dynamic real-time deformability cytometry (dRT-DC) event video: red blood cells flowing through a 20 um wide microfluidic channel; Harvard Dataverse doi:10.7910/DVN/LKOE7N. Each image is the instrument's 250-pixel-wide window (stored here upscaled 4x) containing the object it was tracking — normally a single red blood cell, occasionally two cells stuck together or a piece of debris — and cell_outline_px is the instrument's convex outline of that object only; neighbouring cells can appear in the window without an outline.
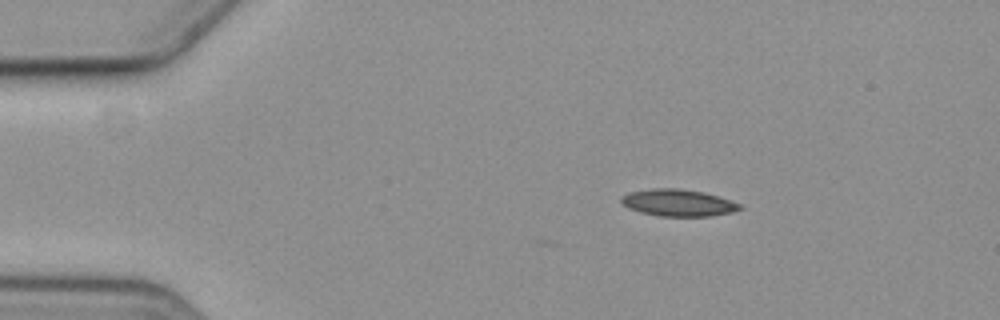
{"species": "common noctule bat (a hibernating species)", "species_latin": "Nyctalus noctula", "temperature_condition": "cold", "stored_images_in_passage": 3, "camera_frame_rate_fps": 3000, "um_per_image_px": 0.085, "animal": {"sex": "female", "body_mass_g": 19.3, "forearm_length_mm": 54.1}, "frame": {"image": 1, "passage_image": 2, "time_ms": 2.0, "image_size_px": [1000, 320], "cell_outline_px": [[744, 208], [712, 216], [660, 216], [640, 212], [628, 208], [620, 200], [620, 196], [628, 192], [652, 188], [680, 188], [704, 192], [740, 204]], "centroid_in_image_um": [57.58, 17.22], "position_along_channel_um": 27.4, "area_um2": 18.5}}